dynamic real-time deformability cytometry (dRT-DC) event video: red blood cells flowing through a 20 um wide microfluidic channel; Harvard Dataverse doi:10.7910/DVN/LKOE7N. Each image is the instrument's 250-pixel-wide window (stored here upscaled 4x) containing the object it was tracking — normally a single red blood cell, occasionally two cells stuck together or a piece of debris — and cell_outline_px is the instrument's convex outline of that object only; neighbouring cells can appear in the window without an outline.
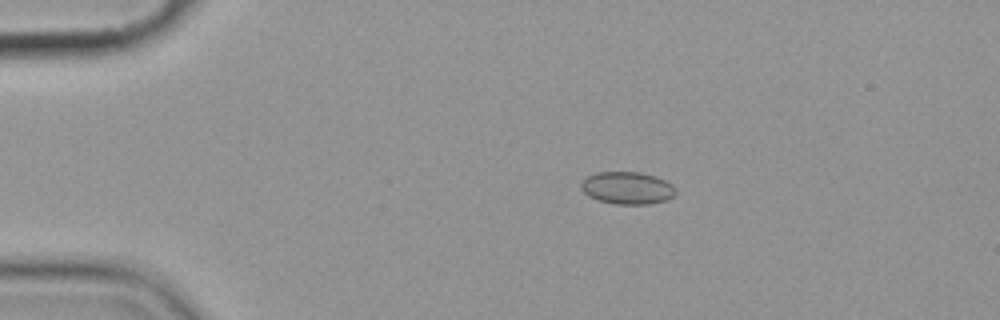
{"species": "common noctule bat (a hibernating species)", "species_latin": "Nyctalus noctula", "temperature_condition": "cold", "stored_images_in_passage": 6, "camera_frame_rate_fps": 3000, "um_per_image_px": 0.085, "animal": {"sex": "female", "body_mass_g": 19.9}, "frame": {"image": 1, "passage_image": 3, "time_ms": 3.333, "image_size_px": [1000, 320], "cell_outline_px": [[676, 192], [668, 200], [648, 204], [616, 204], [600, 200], [588, 196], [580, 188], [580, 184], [588, 176], [596, 172], [640, 172], [656, 176], [672, 184], [676, 188]], "centroid_in_image_um": [53.33, 15.97], "position_along_channel_um": 31.7, "area_um2": 17.86}}
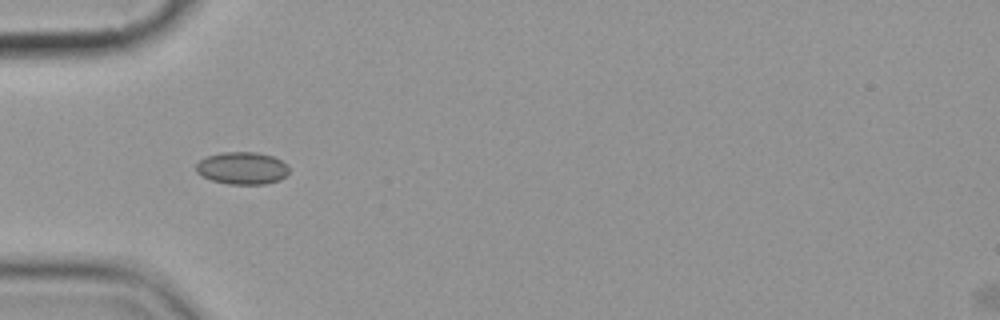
{"frame": {"image": 2, "passage_image": 5, "time_ms": 5.667, "image_size_px": [1000, 320], "cell_outline_px": [[288, 172], [280, 180], [264, 184], [228, 184], [212, 180], [196, 172], [196, 164], [200, 160], [208, 156], [224, 152], [256, 152], [272, 156], [280, 160], [288, 168]], "centroid_in_image_um": [20.57, 14.29], "position_along_channel_um": 64.4, "area_um2": 17.28}}
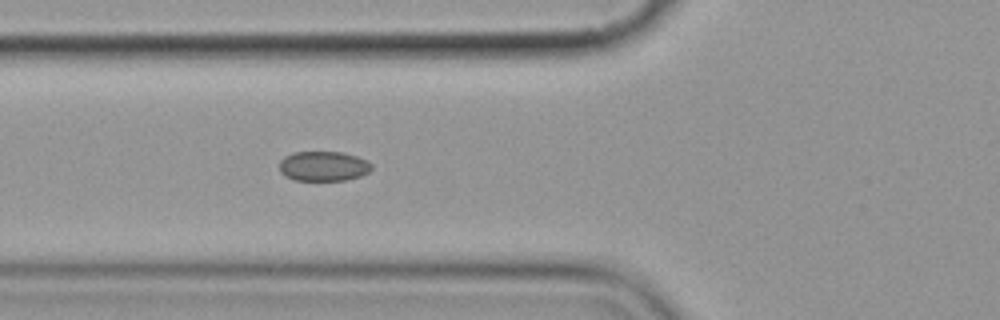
{"frame": {"image": 3, "passage_image": 6, "time_ms": 6.667, "image_size_px": [1000, 320], "cell_outline_px": [[372, 168], [368, 172], [360, 176], [344, 180], [296, 180], [284, 176], [280, 172], [280, 160], [284, 156], [292, 152], [344, 152], [368, 160], [372, 164]], "centroid_in_image_um": [27.49, 14.11], "position_along_channel_um": 98.3, "area_um2": 16.13}}